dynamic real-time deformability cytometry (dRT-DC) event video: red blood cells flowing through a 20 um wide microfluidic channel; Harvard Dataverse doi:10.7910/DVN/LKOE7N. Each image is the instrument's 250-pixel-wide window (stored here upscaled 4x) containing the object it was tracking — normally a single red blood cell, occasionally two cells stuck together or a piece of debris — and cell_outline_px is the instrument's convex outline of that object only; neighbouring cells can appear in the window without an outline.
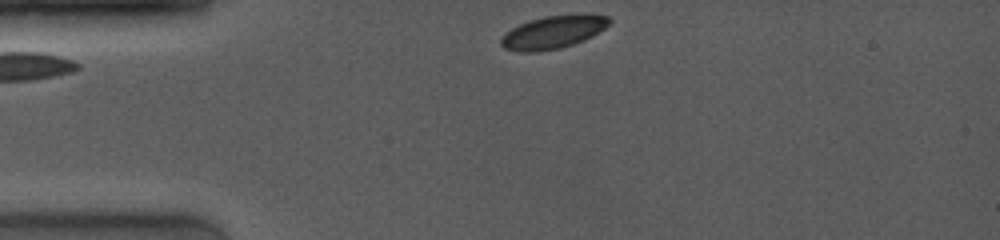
{"species": "common noctule bat (a hibernating species)", "species_latin": "Nyctalus noctula", "temperature_condition": "room temperature", "stored_images_in_passage": 33, "camera_frame_rate_fps": 4000, "um_per_image_px": 0.085, "animal": {"sex": "female", "body_mass_g": 19.0, "forearm_length_mm": 53.3}, "frame": {"image": 1, "passage_image": 1, "time_ms": 0.0, "image_size_px": [1000, 240], "cell_outline_px": [[612, 20], [604, 28], [592, 36], [584, 40], [560, 48], [536, 52], [520, 52], [504, 48], [500, 44], [500, 36], [504, 32], [528, 20], [544, 16], [608, 16]], "centroid_in_image_um": [46.91, 2.77], "position_along_channel_um": 38.1, "area_um2": 20.29}}
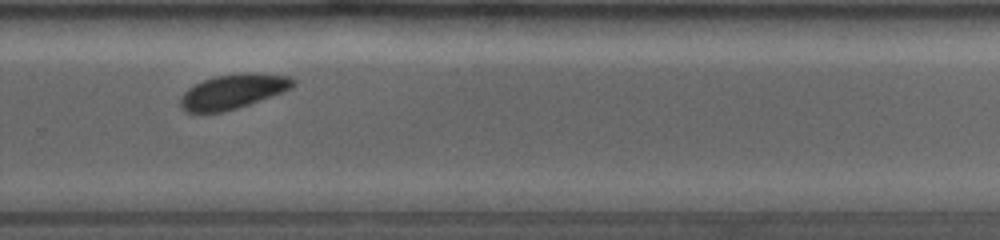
{"frame": {"image": 2, "passage_image": 23, "time_ms": 7.75, "image_size_px": [1000, 240], "cell_outline_px": [[296, 84], [292, 88], [248, 104], [224, 112], [188, 112], [180, 108], [180, 96], [188, 88], [204, 80], [216, 76], [248, 72], [292, 76], [296, 80]], "centroid_in_image_um": [19.81, 7.77], "position_along_channel_um": 310.0, "area_um2": 22.54}}
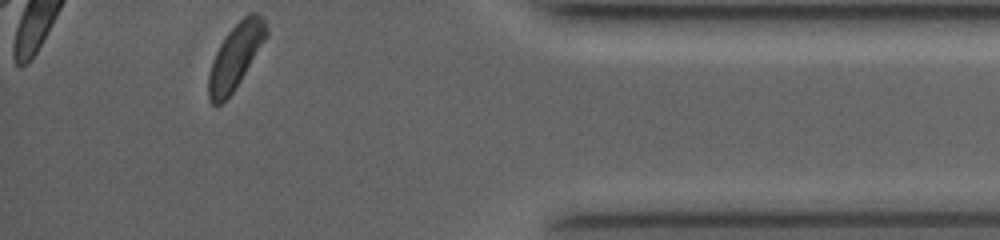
{"frame": {"image": 3, "passage_image": 33, "time_ms": 11.0, "image_size_px": [1000, 240], "cell_outline_px": [[268, 36], [240, 80], [232, 92], [220, 104], [212, 104], [208, 100], [208, 76], [212, 60], [220, 44], [228, 32], [248, 12], [256, 12], [264, 20], [268, 28]], "centroid_in_image_um": [20.02, 4.76], "position_along_channel_um": 415.2, "area_um2": 21.5}, "authors_computed_cell_mechanics": {"area_um2": 22.6576, "velocity_mm_per_s": 3.9444, "shape_relaxation_time_tau1_ms": 1.5498, "shape_relaxation_time_tau2_ms": null, "deformation_change_tau1": 0.0679, "deformation_change_tau2": null}}